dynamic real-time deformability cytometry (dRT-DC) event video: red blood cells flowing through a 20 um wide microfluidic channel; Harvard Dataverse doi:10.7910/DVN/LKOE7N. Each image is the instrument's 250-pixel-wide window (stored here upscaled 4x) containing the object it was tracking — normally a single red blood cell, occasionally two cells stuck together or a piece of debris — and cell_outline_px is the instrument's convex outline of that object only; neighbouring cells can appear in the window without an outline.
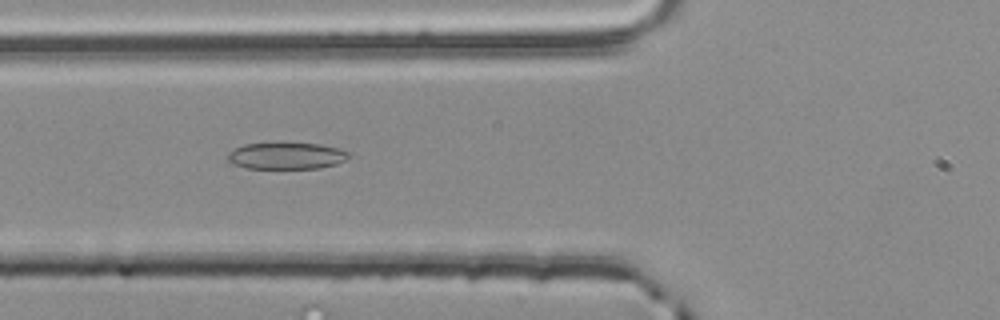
{"species": "common noctule bat (a hibernating species)", "species_latin": "Nyctalus noctula", "temperature_condition": "room temperature", "stored_images_in_passage": 49, "camera_frame_rate_fps": 3000, "um_per_image_px": 0.085, "animal": {"sex": "male", "body_mass_g": 20.4}, "frame": {"image": 1, "passage_image": 15, "time_ms": 4.667, "image_size_px": [1000, 320], "cell_outline_px": [[348, 156], [344, 160], [336, 164], [320, 168], [248, 168], [236, 164], [228, 160], [228, 152], [244, 144], [276, 140], [320, 144], [336, 148], [348, 152]], "centroid_in_image_um": [24.31, 13.19], "position_along_channel_um": 101.5, "area_um2": 19.31}}
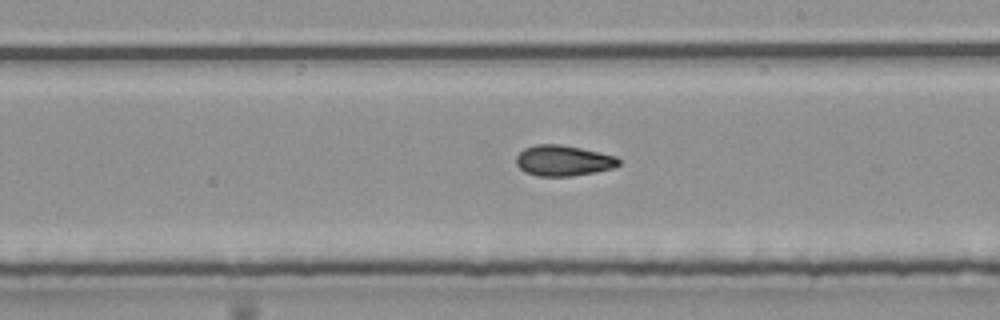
{"frame": {"image": 2, "passage_image": 26, "time_ms": 8.333, "image_size_px": [1000, 320], "cell_outline_px": [[620, 164], [612, 168], [572, 176], [536, 176], [524, 172], [516, 164], [516, 156], [524, 148], [536, 144], [560, 144], [580, 148], [616, 156], [620, 160]], "centroid_in_image_um": [47.84, 13.65], "position_along_channel_um": 241.2, "area_um2": 18.26}}
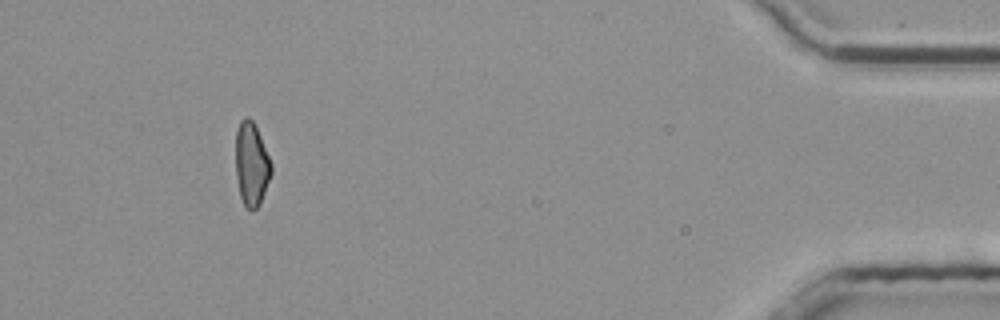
{"frame": {"image": 3, "passage_image": 45, "time_ms": 14.667, "image_size_px": [1000, 320], "cell_outline_px": [[272, 172], [260, 204], [252, 212], [244, 208], [240, 196], [236, 176], [236, 132], [240, 120], [244, 116], [248, 116], [252, 120], [260, 136], [272, 164]], "centroid_in_image_um": [21.37, 13.99], "position_along_channel_um": 413.8, "area_um2": 17.46}, "authors_computed_cell_mechanics": {"area_um2": 18.3226, "velocity_mm_per_s": 3.7992, "shape_relaxation_time_tau1_ms": 10.0145, "shape_relaxation_time_tau2_ms": 2.3867, "deformation_change_tau1": 0.1955, "deformation_change_tau2": 0.0855}}